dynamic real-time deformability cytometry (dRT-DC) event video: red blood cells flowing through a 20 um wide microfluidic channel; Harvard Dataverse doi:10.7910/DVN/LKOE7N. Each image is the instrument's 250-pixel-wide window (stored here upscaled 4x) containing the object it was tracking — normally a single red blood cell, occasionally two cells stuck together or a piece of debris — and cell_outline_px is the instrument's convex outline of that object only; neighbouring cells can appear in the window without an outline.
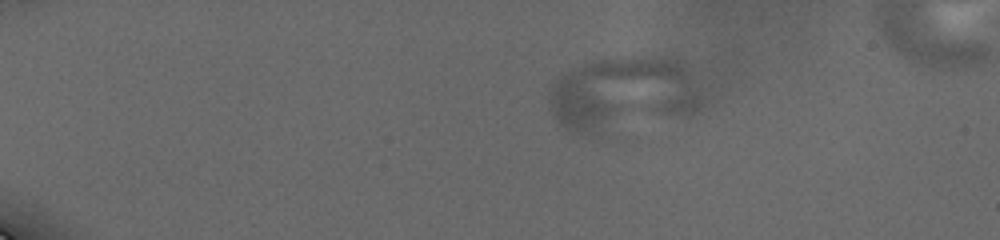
{"species": "human", "species_latin": "Homo sapiens", "temperature_condition": "cold", "stored_images_in_passage": 26, "camera_frame_rate_fps": 3000, "um_per_image_px": 0.085, "donor": {"sex": "male"}, "frame": {"image": 1, "passage_image": 8, "time_ms": 3.667, "image_size_px": [1000, 240], "cell_outline_px": [[712, 100], [700, 112], [688, 116], [596, 132], [572, 132], [564, 128], [552, 116], [548, 104], [548, 84], [552, 80], [564, 72], [592, 60], [616, 56], [656, 56], [676, 60], [692, 64], [700, 68]], "centroid_in_image_um": [53.23, 7.91], "position_along_channel_um": 31.8, "area_um2": 70.46}}
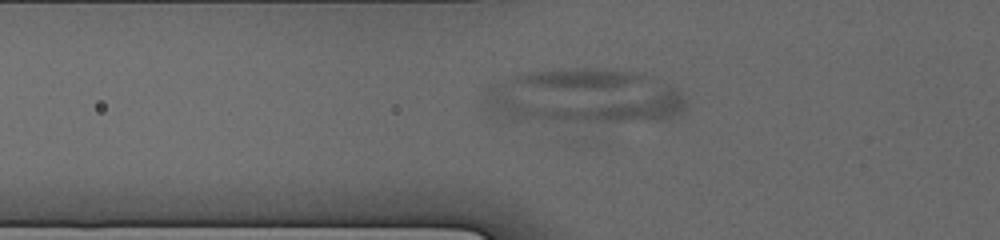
{"frame": {"image": 2, "passage_image": 17, "time_ms": 7.667, "image_size_px": [1000, 240], "cell_outline_px": [[688, 104], [680, 112], [664, 120], [580, 124], [492, 124], [484, 108], [484, 88], [488, 84], [512, 76], [528, 72], [572, 68], [608, 68], [636, 72], [676, 88], [680, 92]], "centroid_in_image_um": [49.34, 8.31], "position_along_channel_um": 76.5, "area_um2": 68.84}}